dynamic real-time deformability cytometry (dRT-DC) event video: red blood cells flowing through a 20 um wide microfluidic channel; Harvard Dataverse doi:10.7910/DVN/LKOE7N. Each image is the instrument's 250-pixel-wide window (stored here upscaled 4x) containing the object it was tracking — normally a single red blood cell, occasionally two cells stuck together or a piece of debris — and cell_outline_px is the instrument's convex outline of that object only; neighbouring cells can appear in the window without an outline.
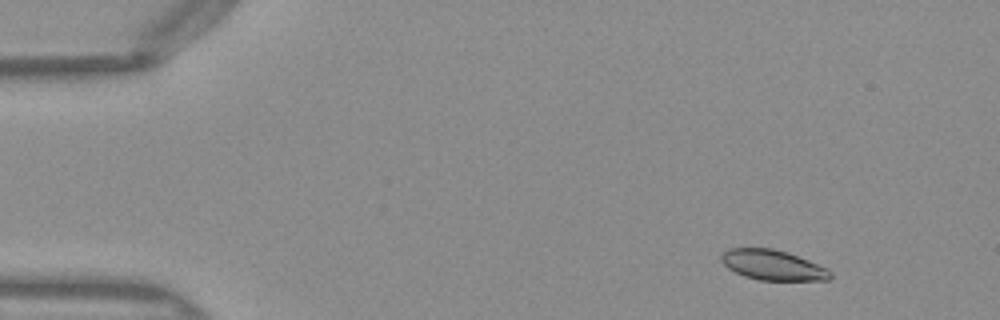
{"species": "Egyptian fruit bat (a non-hibernating species)", "species_latin": "Rousettus aegyptiacus", "temperature_condition": "warm", "stored_images_in_passage": 50, "camera_frame_rate_fps": 3000, "um_per_image_px": 0.085, "frame": {"image": 1, "passage_image": 5, "time_ms": 1.333, "image_size_px": [1000, 320], "cell_outline_px": [[832, 276], [828, 280], [760, 280], [744, 276], [728, 268], [720, 260], [720, 256], [728, 248], [772, 248], [788, 252], [828, 268], [832, 272]], "centroid_in_image_um": [65.69, 22.52], "position_along_channel_um": 19.3, "area_um2": 19.19}}
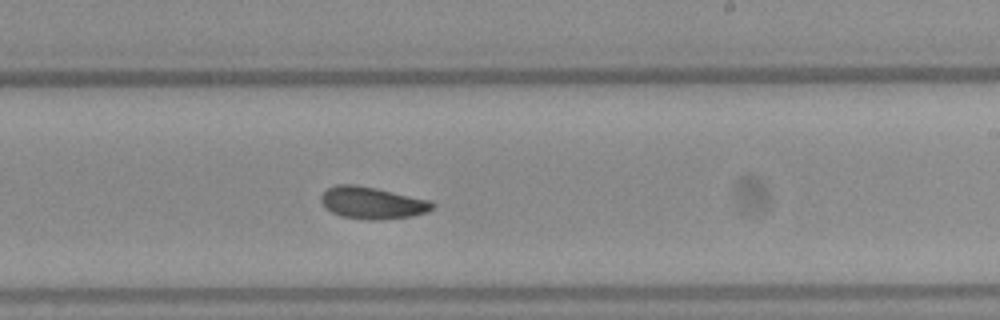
{"frame": {"image": 2, "passage_image": 30, "time_ms": 9.667, "image_size_px": [1000, 320], "cell_outline_px": [[432, 208], [428, 212], [412, 216], [380, 220], [368, 220], [340, 216], [324, 208], [320, 200], [320, 196], [328, 188], [336, 184], [356, 184], [376, 188], [432, 200]], "centroid_in_image_um": [31.62, 17.24], "position_along_channel_um": 257.4, "area_um2": 20.98}}
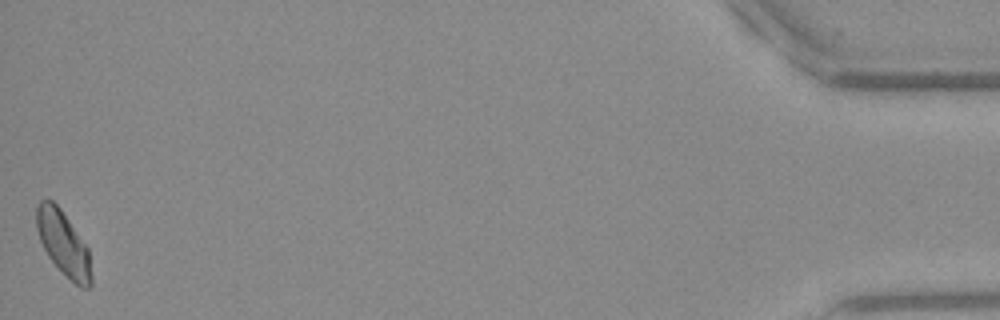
{"frame": {"image": 3, "passage_image": 50, "time_ms": 16.333, "image_size_px": [1000, 320], "cell_outline_px": [[92, 284], [88, 288], [80, 288], [48, 256], [40, 240], [36, 228], [36, 204], [40, 200], [52, 200], [60, 208], [88, 248], [92, 276]], "centroid_in_image_um": [5.38, 20.67], "position_along_channel_um": 429.8, "area_um2": 20.23}, "authors_computed_cell_mechanics": {"area_um2": 20.4612, "velocity_mm_per_s": 3.9986, "shape_relaxation_time_tau1_ms": 5.054, "shape_relaxation_time_tau2_ms": 5.9976, "deformation_change_tau1": 0.115, "deformation_change_tau2": 0.0805}}